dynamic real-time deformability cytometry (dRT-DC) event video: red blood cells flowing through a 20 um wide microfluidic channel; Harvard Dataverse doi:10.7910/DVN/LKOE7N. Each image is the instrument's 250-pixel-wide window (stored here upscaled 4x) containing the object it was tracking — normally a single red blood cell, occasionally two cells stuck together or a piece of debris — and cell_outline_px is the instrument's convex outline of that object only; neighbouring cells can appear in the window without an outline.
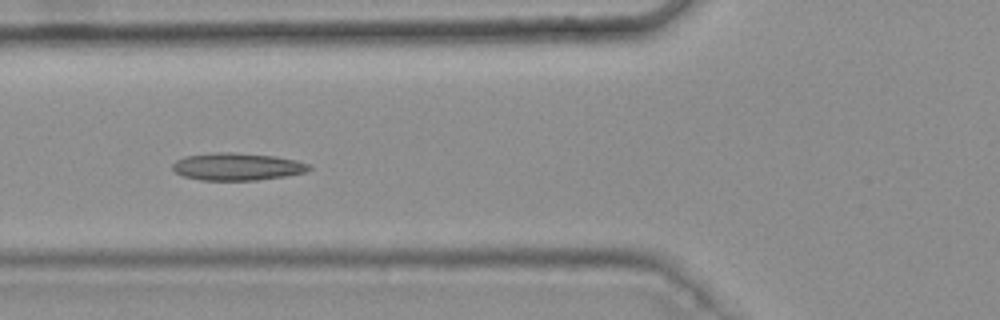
{"species": "common noctule bat (a hibernating species)", "species_latin": "Nyctalus noctula", "temperature_condition": "warm", "stored_images_in_passage": 46, "camera_frame_rate_fps": 3000, "um_per_image_px": 0.085, "animal": {"sex": "female", "body_mass_g": 25.1}, "frame": {"image": 1, "passage_image": 20, "time_ms": 6.333, "image_size_px": [1000, 320], "cell_outline_px": [[312, 168], [304, 172], [284, 176], [256, 180], [200, 180], [184, 176], [176, 172], [172, 168], [172, 164], [176, 160], [184, 156], [212, 152], [232, 152], [276, 156], [296, 160], [312, 164]], "centroid_in_image_um": [20.16, 14.15], "position_along_channel_um": 105.6, "area_um2": 21.91}, "authors_computed_cell_mechanics": {"area_um2": 21.0392, "velocity_mm_per_s": 3.7487, "shape_relaxation_time_tau1_ms": null, "shape_relaxation_time_tau2_ms": 3.3029, "deformation_change_tau1": null, "deformation_change_tau2": 0.1035}}